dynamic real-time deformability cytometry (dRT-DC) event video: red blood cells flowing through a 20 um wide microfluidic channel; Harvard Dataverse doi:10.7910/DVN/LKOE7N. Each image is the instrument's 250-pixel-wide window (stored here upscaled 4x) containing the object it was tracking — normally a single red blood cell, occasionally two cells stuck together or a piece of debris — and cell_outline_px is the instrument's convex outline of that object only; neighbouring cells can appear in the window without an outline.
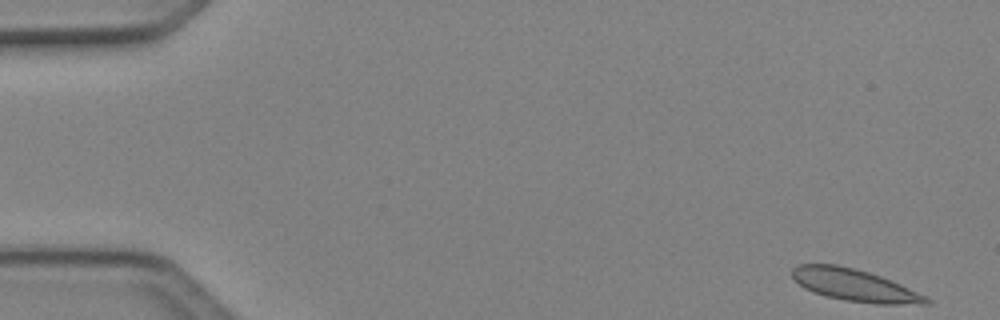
{"species": "Egyptian fruit bat (a non-hibernating species)", "species_latin": "Rousettus aegyptiacus", "temperature_condition": "cold", "stored_images_in_passage": 48, "camera_frame_rate_fps": 3000, "um_per_image_px": 0.085, "animal": {"sex": "female"}, "frame": {"image": 1, "passage_image": 1, "time_ms": 0.0, "image_size_px": [1000, 320], "cell_outline_px": [[932, 304], [876, 304], [844, 300], [828, 296], [804, 288], [792, 280], [792, 268], [800, 264], [836, 264], [868, 272], [880, 276], [900, 284], [928, 296], [932, 300]], "centroid_in_image_um": [72.66, 24.24], "position_along_channel_um": 12.3, "area_um2": 25.03}}
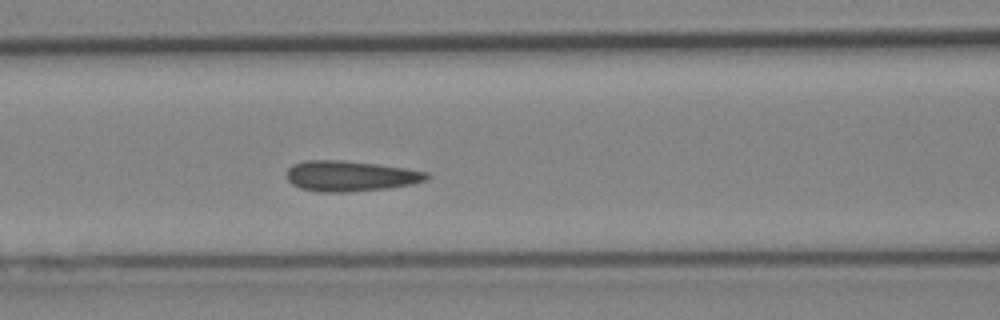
{"frame": {"image": 2, "passage_image": 20, "time_ms": 6.333, "image_size_px": [1000, 320], "cell_outline_px": [[432, 176], [424, 180], [412, 184], [388, 188], [348, 192], [320, 192], [300, 188], [292, 184], [288, 180], [288, 168], [292, 164], [304, 160], [344, 160], [408, 168], [428, 172]], "centroid_in_image_um": [29.79, 14.95], "position_along_channel_um": 136.8, "area_um2": 25.03}}
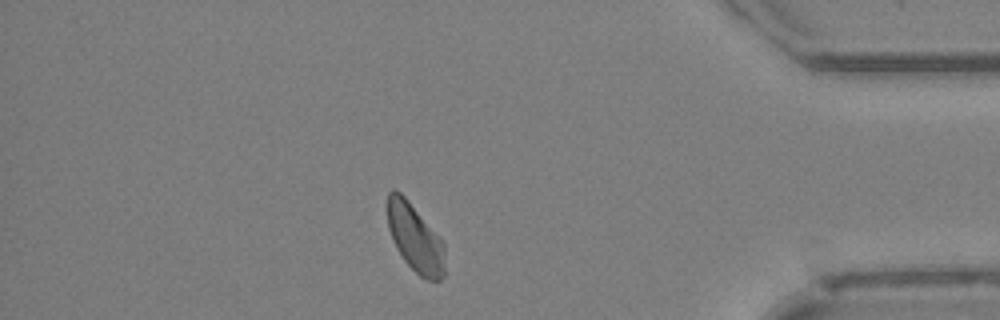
{"frame": {"image": 3, "passage_image": 42, "time_ms": 13.667, "image_size_px": [1000, 320], "cell_outline_px": [[444, 276], [440, 280], [428, 280], [420, 276], [404, 260], [396, 248], [388, 228], [388, 192], [392, 188], [400, 192], [408, 200], [444, 240]], "centroid_in_image_um": [35.3, 20.22], "position_along_channel_um": 399.9, "area_um2": 22.77}}